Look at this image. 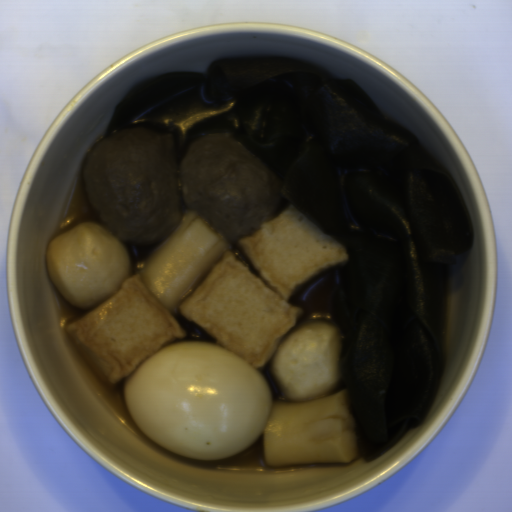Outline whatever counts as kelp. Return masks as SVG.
Returning <instances> with one entry per match:
<instances>
[{"instance_id":"obj_1","label":"kelp","mask_w":512,"mask_h":512,"mask_svg":"<svg viewBox=\"0 0 512 512\" xmlns=\"http://www.w3.org/2000/svg\"><path fill=\"white\" fill-rule=\"evenodd\" d=\"M147 127L172 134L177 164L209 134L239 141L281 181V210L309 213L349 255L286 300L297 322L341 334V378L359 455L373 461L427 416L445 373L447 265L471 250L455 180L352 79L280 56L223 58L202 72L142 81L104 139Z\"/></svg>"}]
</instances>
